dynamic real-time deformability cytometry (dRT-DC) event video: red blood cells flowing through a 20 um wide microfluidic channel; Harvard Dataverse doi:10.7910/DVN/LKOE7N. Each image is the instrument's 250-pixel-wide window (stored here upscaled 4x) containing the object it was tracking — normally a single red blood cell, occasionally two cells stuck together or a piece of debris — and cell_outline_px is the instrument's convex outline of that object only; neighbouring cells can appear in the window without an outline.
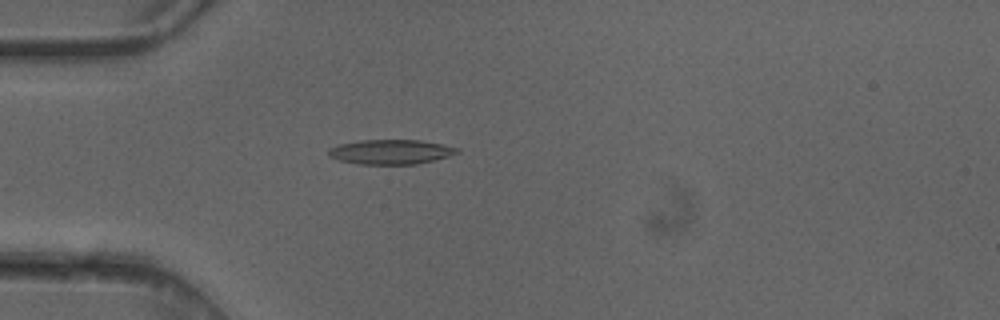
{"species": "common noctule bat (a hibernating species)", "species_latin": "Nyctalus noctula", "temperature_condition": "cold", "stored_images_in_passage": 4, "camera_frame_rate_fps": 3000, "um_per_image_px": 0.085, "animal": {"sex": "female"}, "frame": {"image": 1, "passage_image": 4, "time_ms": 1.0, "image_size_px": [1000, 320], "cell_outline_px": [[460, 152], [448, 156], [416, 164], [360, 164], [340, 160], [328, 156], [328, 148], [336, 144], [360, 140], [420, 140], [444, 144], [460, 148]], "centroid_in_image_um": [33.2, 12.89], "position_along_channel_um": 51.8, "area_um2": 18.55}}